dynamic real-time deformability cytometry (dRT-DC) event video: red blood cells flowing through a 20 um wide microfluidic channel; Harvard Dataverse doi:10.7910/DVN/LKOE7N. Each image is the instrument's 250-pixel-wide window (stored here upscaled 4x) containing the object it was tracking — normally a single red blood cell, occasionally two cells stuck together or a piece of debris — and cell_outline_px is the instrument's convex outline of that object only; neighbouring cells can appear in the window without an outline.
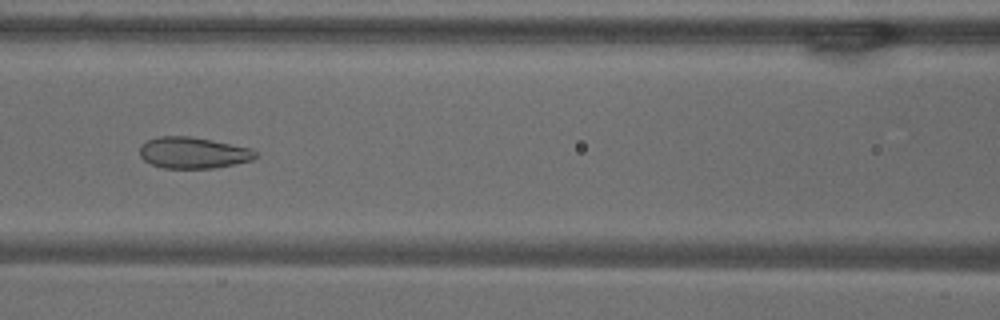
{"species": "common noctule bat (a hibernating species)", "species_latin": "Nyctalus noctula", "temperature_condition": "warm", "stored_images_in_passage": 56, "camera_frame_rate_fps": 3000, "um_per_image_px": 0.085, "animal": {"sex": "male", "body_mass_g": 18.8}, "frame": {"image": 1, "passage_image": 25, "time_ms": 8.0, "image_size_px": [1000, 320], "cell_outline_px": [[260, 156], [252, 160], [236, 164], [212, 168], [164, 168], [152, 164], [144, 160], [140, 156], [140, 144], [156, 136], [188, 136], [252, 148]], "centroid_in_image_um": [16.43, 12.99], "position_along_channel_um": 150.2, "area_um2": 21.15}}
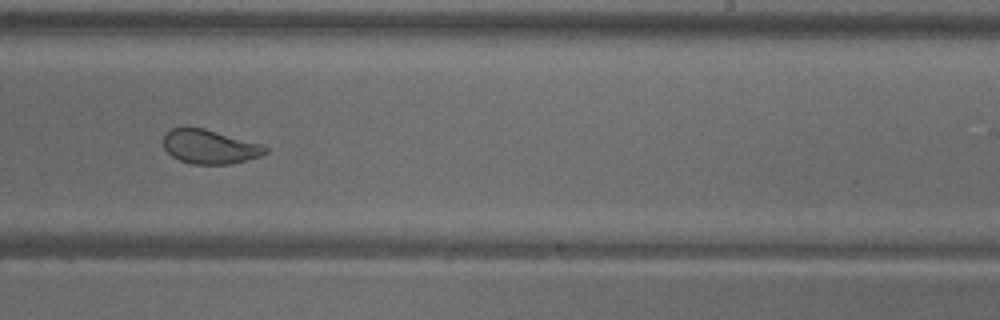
{"frame": {"image": 2, "passage_image": 35, "time_ms": 11.333, "image_size_px": [1000, 320], "cell_outline_px": [[268, 152], [260, 156], [228, 164], [192, 164], [180, 160], [172, 156], [164, 148], [164, 136], [172, 128], [204, 128], [264, 144], [268, 148]], "centroid_in_image_um": [17.86, 12.47], "position_along_channel_um": 271.1, "area_um2": 20.11}}
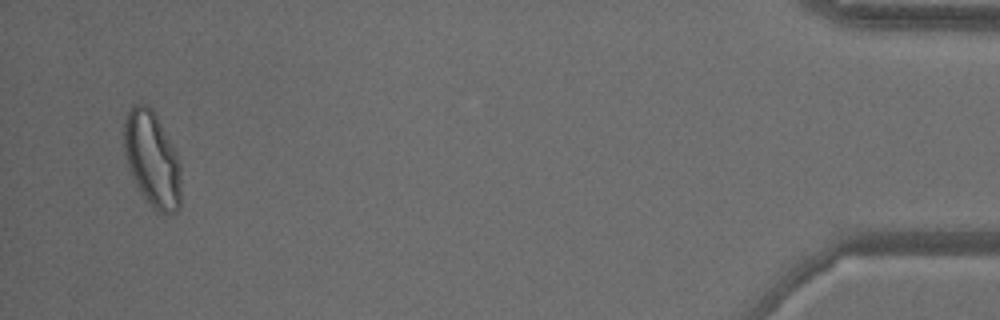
{"frame": {"image": 3, "passage_image": 54, "time_ms": 17.667, "image_size_px": [1000, 320], "cell_outline_px": [[180, 208], [172, 216], [164, 216], [156, 212], [152, 208], [140, 192], [136, 184], [128, 164], [124, 148], [124, 116], [136, 104], [148, 104], [156, 112], [176, 152], [180, 164]], "centroid_in_image_um": [12.96, 13.57], "position_along_channel_um": 422.2, "area_um2": 32.08}, "authors_computed_cell_mechanics": {"area_um2": 26.588, "velocity_mm_per_s": 3.6441, "shape_relaxation_time_tau1_ms": 8.8926, "shape_relaxation_time_tau2_ms": 0.9522, "deformation_change_tau1": 0.1783, "deformation_change_tau2": 0.0731}}